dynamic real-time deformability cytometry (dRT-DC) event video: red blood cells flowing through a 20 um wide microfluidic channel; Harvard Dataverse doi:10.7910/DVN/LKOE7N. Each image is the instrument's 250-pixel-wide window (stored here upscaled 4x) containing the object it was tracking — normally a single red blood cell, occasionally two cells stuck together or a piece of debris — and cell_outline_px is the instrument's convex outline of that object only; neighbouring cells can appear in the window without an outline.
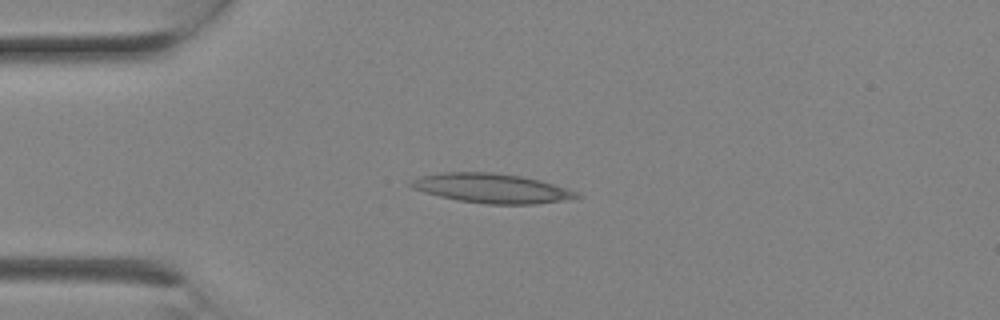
{"species": "Egyptian fruit bat (a non-hibernating species)", "species_latin": "Rousettus aegyptiacus", "temperature_condition": "room temperature", "stored_images_in_passage": 1, "camera_frame_rate_fps": 3000, "um_per_image_px": 0.085, "animal": {"sex": "female"}, "frame": {"image": 1, "passage_image": 1, "time_ms": 0.0, "image_size_px": [1000, 320], "cell_outline_px": [[584, 196], [536, 204], [488, 204], [456, 200], [424, 192], [412, 188], [408, 184], [408, 180], [420, 176], [444, 172], [492, 172], [520, 176], [540, 180], [568, 188]], "centroid_in_image_um": [41.74, 15.99], "position_along_channel_um": 43.3, "area_um2": 28.38}}